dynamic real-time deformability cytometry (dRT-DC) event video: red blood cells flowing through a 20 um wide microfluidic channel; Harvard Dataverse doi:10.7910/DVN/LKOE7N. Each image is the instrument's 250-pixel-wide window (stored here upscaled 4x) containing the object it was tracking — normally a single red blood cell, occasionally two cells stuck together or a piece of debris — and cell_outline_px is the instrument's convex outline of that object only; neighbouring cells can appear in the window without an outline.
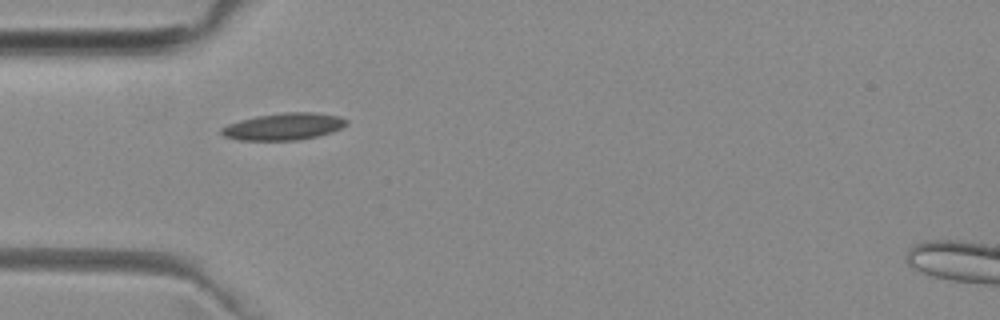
{"species": "common noctule bat (a hibernating species)", "species_latin": "Nyctalus noctula", "temperature_condition": "room temperature", "stored_images_in_passage": 8, "camera_frame_rate_fps": 3000, "um_per_image_px": 0.085, "animal": {"sex": "female", "body_mass_g": 29.2, "forearm_length_mm": 56.3}, "frame": {"image": 1, "passage_image": 1, "time_ms": 0.0, "image_size_px": [1000, 320], "cell_outline_px": [[348, 124], [332, 132], [316, 136], [296, 140], [240, 140], [224, 136], [220, 132], [220, 128], [228, 124], [240, 120], [256, 116], [284, 112], [312, 112], [340, 116], [348, 120]], "centroid_in_image_um": [24.12, 10.75], "position_along_channel_um": 60.9, "area_um2": 19.59}}
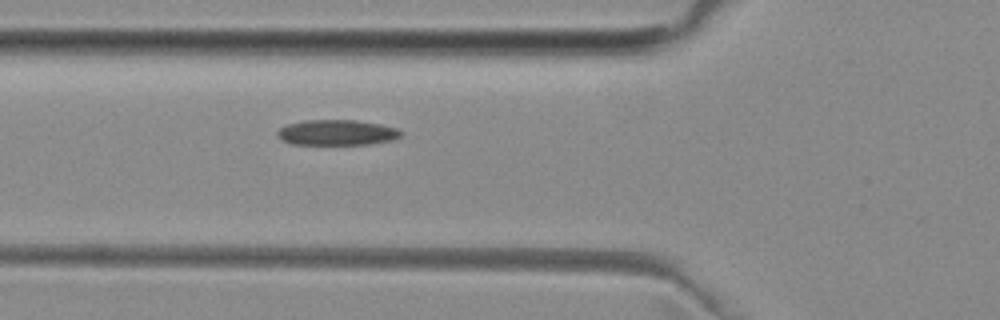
{"frame": {"image": 2, "passage_image": 4, "time_ms": 1.0, "image_size_px": [1000, 320], "cell_outline_px": [[404, 132], [396, 140], [368, 144], [292, 144], [280, 140], [276, 136], [276, 132], [280, 128], [288, 124], [304, 120], [356, 120], [380, 124], [400, 128]], "centroid_in_image_um": [28.66, 11.26], "position_along_channel_um": 97.1, "area_um2": 18.61}}
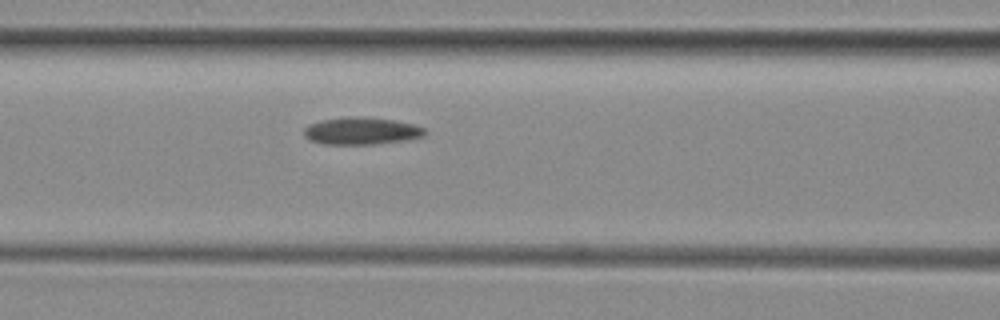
{"frame": {"image": 3, "passage_image": 7, "time_ms": 2.0, "image_size_px": [1000, 320], "cell_outline_px": [[428, 132], [424, 136], [408, 140], [376, 144], [324, 144], [308, 140], [304, 136], [304, 128], [308, 124], [320, 120], [344, 116], [356, 116], [392, 120], [416, 124], [424, 128]], "centroid_in_image_um": [30.72, 11.13], "position_along_channel_um": 135.9, "area_um2": 19.54}}